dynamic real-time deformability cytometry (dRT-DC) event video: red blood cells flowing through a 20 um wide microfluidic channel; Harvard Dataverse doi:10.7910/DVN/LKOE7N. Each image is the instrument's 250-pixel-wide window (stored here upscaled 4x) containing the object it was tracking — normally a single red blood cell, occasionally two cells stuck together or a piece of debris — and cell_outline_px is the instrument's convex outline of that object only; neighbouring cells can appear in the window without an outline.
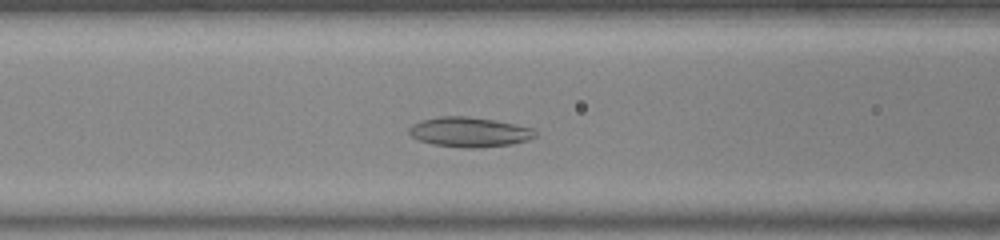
{"species": "common noctule bat (a hibernating species)", "species_latin": "Nyctalus noctula", "temperature_condition": "warm", "stored_images_in_passage": 39, "camera_frame_rate_fps": 3000, "um_per_image_px": 0.085, "animal": {"sex": "female", "body_mass_g": 23.0, "forearm_length_mm": 53.4}, "frame": {"image": 1, "passage_image": 15, "time_ms": 4.667, "image_size_px": [1000, 240], "cell_outline_px": [[536, 136], [528, 140], [512, 144], [476, 148], [460, 148], [432, 144], [420, 140], [412, 136], [408, 132], [408, 128], [412, 124], [424, 120], [440, 116], [464, 116], [492, 120], [532, 128], [536, 132]], "centroid_in_image_um": [39.88, 11.24], "position_along_channel_um": 126.7, "area_um2": 21.73}}
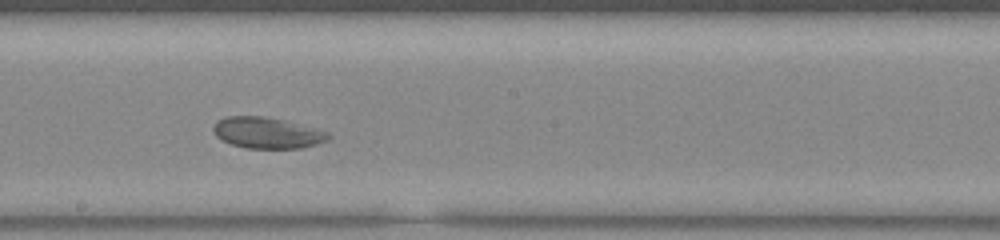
{"frame": {"image": 2, "passage_image": 23, "time_ms": 7.333, "image_size_px": [1000, 240], "cell_outline_px": [[332, 136], [328, 140], [316, 144], [300, 148], [244, 148], [232, 144], [216, 136], [212, 128], [220, 120], [228, 116], [260, 116], [284, 120], [328, 132]], "centroid_in_image_um": [22.73, 11.3], "position_along_channel_um": 225.5, "area_um2": 20.52}}
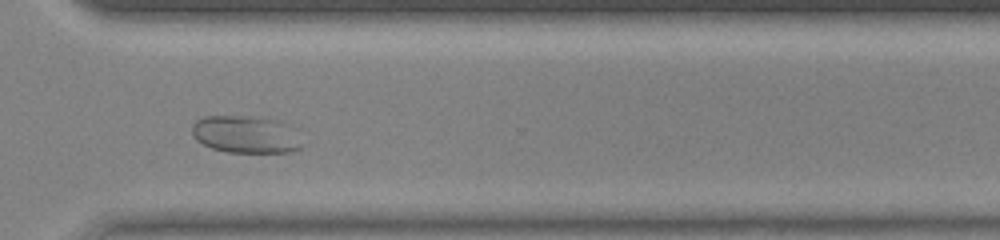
{"frame": {"image": 3, "passage_image": 33, "time_ms": 10.667, "image_size_px": [1000, 240], "cell_outline_px": [[300, 148], [292, 152], [228, 152], [212, 148], [196, 140], [192, 132], [192, 124], [196, 120], [204, 116], [252, 116], [276, 120]], "centroid_in_image_um": [20.65, 11.43], "position_along_channel_um": 349.9, "area_um2": 22.6}}